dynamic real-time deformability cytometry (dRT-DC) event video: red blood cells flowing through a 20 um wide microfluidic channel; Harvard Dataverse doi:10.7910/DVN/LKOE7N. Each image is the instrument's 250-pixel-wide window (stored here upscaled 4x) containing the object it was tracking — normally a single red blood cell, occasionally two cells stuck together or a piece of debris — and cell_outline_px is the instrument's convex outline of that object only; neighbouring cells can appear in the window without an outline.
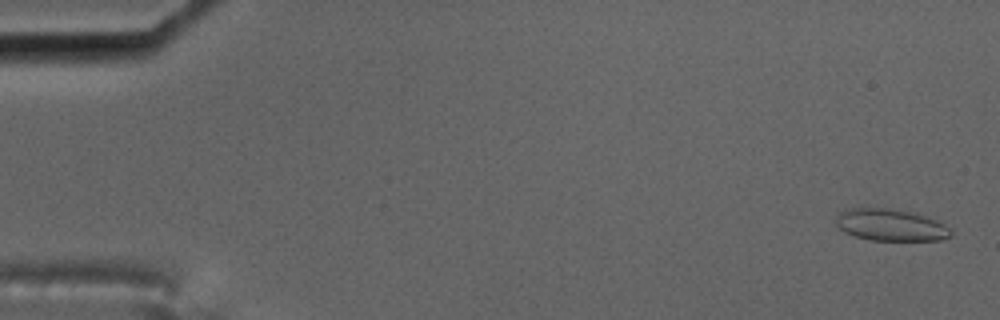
{"species": "common noctule bat (a hibernating species)", "species_latin": "Nyctalus noctula", "temperature_condition": "cold", "stored_images_in_passage": 58, "camera_frame_rate_fps": 3000, "um_per_image_px": 0.085, "animal": {"sex": "male", "body_mass_g": 17.5, "forearm_length_mm": 52.3}, "frame": {"image": 1, "passage_image": 2, "time_ms": 0.333, "image_size_px": [1000, 320], "cell_outline_px": [[952, 236], [940, 240], [872, 240], [856, 236], [844, 232], [836, 224], [836, 216], [844, 208], [860, 204], [888, 208], [912, 212], [940, 220], [952, 232]], "centroid_in_image_um": [75.65, 19.07], "position_along_channel_um": 9.3, "area_um2": 22.08}}
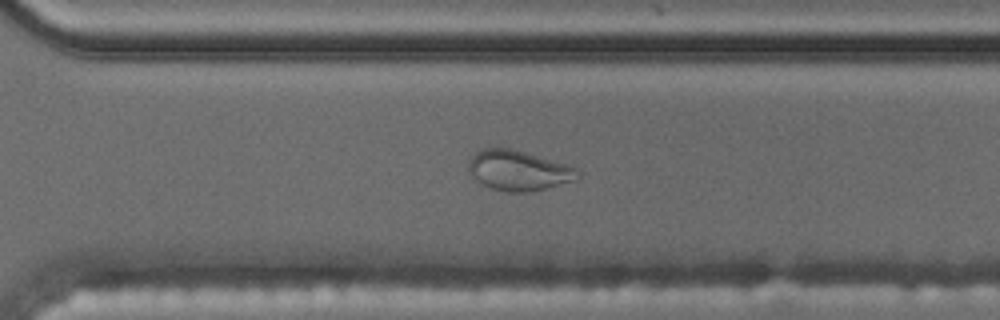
{"frame": {"image": 2, "passage_image": 41, "time_ms": 13.333, "image_size_px": [1000, 320], "cell_outline_px": [[580, 176], [576, 180], [528, 192], [508, 192], [492, 188], [476, 180], [468, 172], [468, 160], [476, 152], [484, 148], [508, 148], [524, 152], [568, 164], [576, 168]], "centroid_in_image_um": [44.05, 14.48], "position_along_channel_um": 326.5, "area_um2": 25.32}}
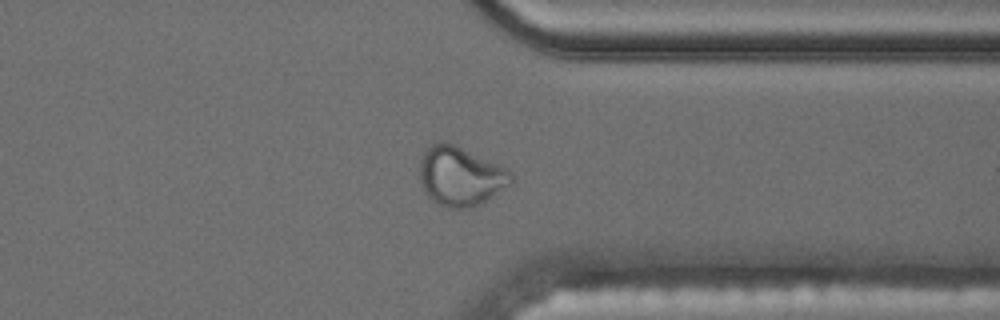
{"frame": {"image": 3, "passage_image": 45, "time_ms": 14.667, "image_size_px": [1000, 320], "cell_outline_px": [[512, 180], [508, 184], [480, 204], [468, 208], [448, 208], [432, 200], [424, 192], [420, 184], [420, 160], [424, 152], [432, 144], [444, 140], [456, 144], [512, 172]], "centroid_in_image_um": [39.07, 14.96], "position_along_channel_um": 372.3, "area_um2": 31.15}}